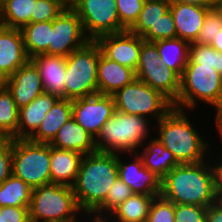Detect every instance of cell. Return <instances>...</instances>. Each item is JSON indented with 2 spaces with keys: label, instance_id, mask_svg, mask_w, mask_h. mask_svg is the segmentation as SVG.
I'll return each instance as SVG.
<instances>
[{
  "label": "cell",
  "instance_id": "obj_8",
  "mask_svg": "<svg viewBox=\"0 0 222 222\" xmlns=\"http://www.w3.org/2000/svg\"><path fill=\"white\" fill-rule=\"evenodd\" d=\"M50 144L12 139V174L33 189L51 184Z\"/></svg>",
  "mask_w": 222,
  "mask_h": 222
},
{
  "label": "cell",
  "instance_id": "obj_28",
  "mask_svg": "<svg viewBox=\"0 0 222 222\" xmlns=\"http://www.w3.org/2000/svg\"><path fill=\"white\" fill-rule=\"evenodd\" d=\"M163 65L174 70L180 77L189 62V43L178 37L153 42Z\"/></svg>",
  "mask_w": 222,
  "mask_h": 222
},
{
  "label": "cell",
  "instance_id": "obj_4",
  "mask_svg": "<svg viewBox=\"0 0 222 222\" xmlns=\"http://www.w3.org/2000/svg\"><path fill=\"white\" fill-rule=\"evenodd\" d=\"M151 119L115 110L95 138L97 152L133 154L151 137ZM150 130V131H149ZM147 138V140H146Z\"/></svg>",
  "mask_w": 222,
  "mask_h": 222
},
{
  "label": "cell",
  "instance_id": "obj_5",
  "mask_svg": "<svg viewBox=\"0 0 222 222\" xmlns=\"http://www.w3.org/2000/svg\"><path fill=\"white\" fill-rule=\"evenodd\" d=\"M80 212L72 186L51 183L32 191L30 222H78Z\"/></svg>",
  "mask_w": 222,
  "mask_h": 222
},
{
  "label": "cell",
  "instance_id": "obj_19",
  "mask_svg": "<svg viewBox=\"0 0 222 222\" xmlns=\"http://www.w3.org/2000/svg\"><path fill=\"white\" fill-rule=\"evenodd\" d=\"M136 78L135 71L105 57L99 56L97 83L98 94L113 95Z\"/></svg>",
  "mask_w": 222,
  "mask_h": 222
},
{
  "label": "cell",
  "instance_id": "obj_32",
  "mask_svg": "<svg viewBox=\"0 0 222 222\" xmlns=\"http://www.w3.org/2000/svg\"><path fill=\"white\" fill-rule=\"evenodd\" d=\"M19 108L16 106L11 92L0 85V137L17 139Z\"/></svg>",
  "mask_w": 222,
  "mask_h": 222
},
{
  "label": "cell",
  "instance_id": "obj_15",
  "mask_svg": "<svg viewBox=\"0 0 222 222\" xmlns=\"http://www.w3.org/2000/svg\"><path fill=\"white\" fill-rule=\"evenodd\" d=\"M118 154V177L130 187L133 193L144 195H160L161 180L144 167L138 153H133V161L124 163Z\"/></svg>",
  "mask_w": 222,
  "mask_h": 222
},
{
  "label": "cell",
  "instance_id": "obj_35",
  "mask_svg": "<svg viewBox=\"0 0 222 222\" xmlns=\"http://www.w3.org/2000/svg\"><path fill=\"white\" fill-rule=\"evenodd\" d=\"M220 31H222V5L218 4L207 11L195 44L211 45Z\"/></svg>",
  "mask_w": 222,
  "mask_h": 222
},
{
  "label": "cell",
  "instance_id": "obj_44",
  "mask_svg": "<svg viewBox=\"0 0 222 222\" xmlns=\"http://www.w3.org/2000/svg\"><path fill=\"white\" fill-rule=\"evenodd\" d=\"M206 222H222V199L207 207Z\"/></svg>",
  "mask_w": 222,
  "mask_h": 222
},
{
  "label": "cell",
  "instance_id": "obj_1",
  "mask_svg": "<svg viewBox=\"0 0 222 222\" xmlns=\"http://www.w3.org/2000/svg\"><path fill=\"white\" fill-rule=\"evenodd\" d=\"M209 157L196 164H179L162 180L160 195L174 204L208 207L219 198Z\"/></svg>",
  "mask_w": 222,
  "mask_h": 222
},
{
  "label": "cell",
  "instance_id": "obj_22",
  "mask_svg": "<svg viewBox=\"0 0 222 222\" xmlns=\"http://www.w3.org/2000/svg\"><path fill=\"white\" fill-rule=\"evenodd\" d=\"M83 154L50 145L51 183L72 186L76 180Z\"/></svg>",
  "mask_w": 222,
  "mask_h": 222
},
{
  "label": "cell",
  "instance_id": "obj_38",
  "mask_svg": "<svg viewBox=\"0 0 222 222\" xmlns=\"http://www.w3.org/2000/svg\"><path fill=\"white\" fill-rule=\"evenodd\" d=\"M65 8L54 0H36L31 23L53 21Z\"/></svg>",
  "mask_w": 222,
  "mask_h": 222
},
{
  "label": "cell",
  "instance_id": "obj_9",
  "mask_svg": "<svg viewBox=\"0 0 222 222\" xmlns=\"http://www.w3.org/2000/svg\"><path fill=\"white\" fill-rule=\"evenodd\" d=\"M112 96L117 111L147 118L152 116L156 123L173 108V103L160 91L137 78Z\"/></svg>",
  "mask_w": 222,
  "mask_h": 222
},
{
  "label": "cell",
  "instance_id": "obj_17",
  "mask_svg": "<svg viewBox=\"0 0 222 222\" xmlns=\"http://www.w3.org/2000/svg\"><path fill=\"white\" fill-rule=\"evenodd\" d=\"M30 60L39 71L44 92L64 98L66 57L40 54Z\"/></svg>",
  "mask_w": 222,
  "mask_h": 222
},
{
  "label": "cell",
  "instance_id": "obj_31",
  "mask_svg": "<svg viewBox=\"0 0 222 222\" xmlns=\"http://www.w3.org/2000/svg\"><path fill=\"white\" fill-rule=\"evenodd\" d=\"M33 188L13 174L0 184V208L28 206Z\"/></svg>",
  "mask_w": 222,
  "mask_h": 222
},
{
  "label": "cell",
  "instance_id": "obj_11",
  "mask_svg": "<svg viewBox=\"0 0 222 222\" xmlns=\"http://www.w3.org/2000/svg\"><path fill=\"white\" fill-rule=\"evenodd\" d=\"M52 27L48 55L67 57L90 41L85 35L81 19L73 9L63 10L52 21Z\"/></svg>",
  "mask_w": 222,
  "mask_h": 222
},
{
  "label": "cell",
  "instance_id": "obj_6",
  "mask_svg": "<svg viewBox=\"0 0 222 222\" xmlns=\"http://www.w3.org/2000/svg\"><path fill=\"white\" fill-rule=\"evenodd\" d=\"M100 46L90 40L66 57L64 99L75 100L98 94L97 71Z\"/></svg>",
  "mask_w": 222,
  "mask_h": 222
},
{
  "label": "cell",
  "instance_id": "obj_13",
  "mask_svg": "<svg viewBox=\"0 0 222 222\" xmlns=\"http://www.w3.org/2000/svg\"><path fill=\"white\" fill-rule=\"evenodd\" d=\"M95 41L105 57L134 71L136 70L141 45L144 42L142 37L125 30L120 33L102 35Z\"/></svg>",
  "mask_w": 222,
  "mask_h": 222
},
{
  "label": "cell",
  "instance_id": "obj_50",
  "mask_svg": "<svg viewBox=\"0 0 222 222\" xmlns=\"http://www.w3.org/2000/svg\"><path fill=\"white\" fill-rule=\"evenodd\" d=\"M0 222H4L3 221V207L0 208Z\"/></svg>",
  "mask_w": 222,
  "mask_h": 222
},
{
  "label": "cell",
  "instance_id": "obj_49",
  "mask_svg": "<svg viewBox=\"0 0 222 222\" xmlns=\"http://www.w3.org/2000/svg\"><path fill=\"white\" fill-rule=\"evenodd\" d=\"M58 2L65 9H72L76 3V0H54Z\"/></svg>",
  "mask_w": 222,
  "mask_h": 222
},
{
  "label": "cell",
  "instance_id": "obj_16",
  "mask_svg": "<svg viewBox=\"0 0 222 222\" xmlns=\"http://www.w3.org/2000/svg\"><path fill=\"white\" fill-rule=\"evenodd\" d=\"M28 60L20 29L0 25V75L11 76Z\"/></svg>",
  "mask_w": 222,
  "mask_h": 222
},
{
  "label": "cell",
  "instance_id": "obj_25",
  "mask_svg": "<svg viewBox=\"0 0 222 222\" xmlns=\"http://www.w3.org/2000/svg\"><path fill=\"white\" fill-rule=\"evenodd\" d=\"M141 147L142 152H137L141 157L144 167L149 169L156 177L162 180L179 163L172 152L155 136Z\"/></svg>",
  "mask_w": 222,
  "mask_h": 222
},
{
  "label": "cell",
  "instance_id": "obj_10",
  "mask_svg": "<svg viewBox=\"0 0 222 222\" xmlns=\"http://www.w3.org/2000/svg\"><path fill=\"white\" fill-rule=\"evenodd\" d=\"M72 9L81 19L85 35L92 41L102 35L125 31L120 26L116 0H76Z\"/></svg>",
  "mask_w": 222,
  "mask_h": 222
},
{
  "label": "cell",
  "instance_id": "obj_42",
  "mask_svg": "<svg viewBox=\"0 0 222 222\" xmlns=\"http://www.w3.org/2000/svg\"><path fill=\"white\" fill-rule=\"evenodd\" d=\"M176 38V26L169 10L156 23V41Z\"/></svg>",
  "mask_w": 222,
  "mask_h": 222
},
{
  "label": "cell",
  "instance_id": "obj_24",
  "mask_svg": "<svg viewBox=\"0 0 222 222\" xmlns=\"http://www.w3.org/2000/svg\"><path fill=\"white\" fill-rule=\"evenodd\" d=\"M72 117V100L59 98L40 123L38 129L28 138L38 143H50L61 126Z\"/></svg>",
  "mask_w": 222,
  "mask_h": 222
},
{
  "label": "cell",
  "instance_id": "obj_3",
  "mask_svg": "<svg viewBox=\"0 0 222 222\" xmlns=\"http://www.w3.org/2000/svg\"><path fill=\"white\" fill-rule=\"evenodd\" d=\"M188 117L185 110L173 107L156 124L158 140L172 152L179 164H196L209 157L210 143L203 140Z\"/></svg>",
  "mask_w": 222,
  "mask_h": 222
},
{
  "label": "cell",
  "instance_id": "obj_21",
  "mask_svg": "<svg viewBox=\"0 0 222 222\" xmlns=\"http://www.w3.org/2000/svg\"><path fill=\"white\" fill-rule=\"evenodd\" d=\"M58 99L57 95L43 92L31 103L21 107L19 109L17 139H28L38 129L46 113Z\"/></svg>",
  "mask_w": 222,
  "mask_h": 222
},
{
  "label": "cell",
  "instance_id": "obj_45",
  "mask_svg": "<svg viewBox=\"0 0 222 222\" xmlns=\"http://www.w3.org/2000/svg\"><path fill=\"white\" fill-rule=\"evenodd\" d=\"M221 161H211L214 171L215 190L219 199H222V159ZM216 163V164H215Z\"/></svg>",
  "mask_w": 222,
  "mask_h": 222
},
{
  "label": "cell",
  "instance_id": "obj_40",
  "mask_svg": "<svg viewBox=\"0 0 222 222\" xmlns=\"http://www.w3.org/2000/svg\"><path fill=\"white\" fill-rule=\"evenodd\" d=\"M162 64L156 45L144 41L141 45L139 61L136 69H153Z\"/></svg>",
  "mask_w": 222,
  "mask_h": 222
},
{
  "label": "cell",
  "instance_id": "obj_43",
  "mask_svg": "<svg viewBox=\"0 0 222 222\" xmlns=\"http://www.w3.org/2000/svg\"><path fill=\"white\" fill-rule=\"evenodd\" d=\"M3 221L4 222H30L29 207L28 206L3 207Z\"/></svg>",
  "mask_w": 222,
  "mask_h": 222
},
{
  "label": "cell",
  "instance_id": "obj_34",
  "mask_svg": "<svg viewBox=\"0 0 222 222\" xmlns=\"http://www.w3.org/2000/svg\"><path fill=\"white\" fill-rule=\"evenodd\" d=\"M187 64L212 66V68L222 75V53L210 45L191 43L189 45V62Z\"/></svg>",
  "mask_w": 222,
  "mask_h": 222
},
{
  "label": "cell",
  "instance_id": "obj_7",
  "mask_svg": "<svg viewBox=\"0 0 222 222\" xmlns=\"http://www.w3.org/2000/svg\"><path fill=\"white\" fill-rule=\"evenodd\" d=\"M222 75L212 66L187 64L180 77V92L173 107L191 110L198 101L216 106L221 94Z\"/></svg>",
  "mask_w": 222,
  "mask_h": 222
},
{
  "label": "cell",
  "instance_id": "obj_48",
  "mask_svg": "<svg viewBox=\"0 0 222 222\" xmlns=\"http://www.w3.org/2000/svg\"><path fill=\"white\" fill-rule=\"evenodd\" d=\"M210 46L222 53V31H220L216 38H214Z\"/></svg>",
  "mask_w": 222,
  "mask_h": 222
},
{
  "label": "cell",
  "instance_id": "obj_36",
  "mask_svg": "<svg viewBox=\"0 0 222 222\" xmlns=\"http://www.w3.org/2000/svg\"><path fill=\"white\" fill-rule=\"evenodd\" d=\"M146 222H175V204L161 195L154 197Z\"/></svg>",
  "mask_w": 222,
  "mask_h": 222
},
{
  "label": "cell",
  "instance_id": "obj_23",
  "mask_svg": "<svg viewBox=\"0 0 222 222\" xmlns=\"http://www.w3.org/2000/svg\"><path fill=\"white\" fill-rule=\"evenodd\" d=\"M135 75L152 89L160 91L172 103L178 99L180 76L168 66L161 64L153 69H136Z\"/></svg>",
  "mask_w": 222,
  "mask_h": 222
},
{
  "label": "cell",
  "instance_id": "obj_51",
  "mask_svg": "<svg viewBox=\"0 0 222 222\" xmlns=\"http://www.w3.org/2000/svg\"><path fill=\"white\" fill-rule=\"evenodd\" d=\"M4 83V78L0 75V85Z\"/></svg>",
  "mask_w": 222,
  "mask_h": 222
},
{
  "label": "cell",
  "instance_id": "obj_20",
  "mask_svg": "<svg viewBox=\"0 0 222 222\" xmlns=\"http://www.w3.org/2000/svg\"><path fill=\"white\" fill-rule=\"evenodd\" d=\"M49 144L58 149L76 151L83 155L97 151L95 138L72 117L60 127Z\"/></svg>",
  "mask_w": 222,
  "mask_h": 222
},
{
  "label": "cell",
  "instance_id": "obj_41",
  "mask_svg": "<svg viewBox=\"0 0 222 222\" xmlns=\"http://www.w3.org/2000/svg\"><path fill=\"white\" fill-rule=\"evenodd\" d=\"M12 175V138L0 139V184Z\"/></svg>",
  "mask_w": 222,
  "mask_h": 222
},
{
  "label": "cell",
  "instance_id": "obj_37",
  "mask_svg": "<svg viewBox=\"0 0 222 222\" xmlns=\"http://www.w3.org/2000/svg\"><path fill=\"white\" fill-rule=\"evenodd\" d=\"M144 2V0H116L120 26L124 30H129L138 20Z\"/></svg>",
  "mask_w": 222,
  "mask_h": 222
},
{
  "label": "cell",
  "instance_id": "obj_27",
  "mask_svg": "<svg viewBox=\"0 0 222 222\" xmlns=\"http://www.w3.org/2000/svg\"><path fill=\"white\" fill-rule=\"evenodd\" d=\"M156 196L133 193L102 222H146L151 202Z\"/></svg>",
  "mask_w": 222,
  "mask_h": 222
},
{
  "label": "cell",
  "instance_id": "obj_46",
  "mask_svg": "<svg viewBox=\"0 0 222 222\" xmlns=\"http://www.w3.org/2000/svg\"><path fill=\"white\" fill-rule=\"evenodd\" d=\"M170 4H188L200 7L213 8L219 4L218 0H168Z\"/></svg>",
  "mask_w": 222,
  "mask_h": 222
},
{
  "label": "cell",
  "instance_id": "obj_29",
  "mask_svg": "<svg viewBox=\"0 0 222 222\" xmlns=\"http://www.w3.org/2000/svg\"><path fill=\"white\" fill-rule=\"evenodd\" d=\"M36 0H0V25L21 29L31 23Z\"/></svg>",
  "mask_w": 222,
  "mask_h": 222
},
{
  "label": "cell",
  "instance_id": "obj_14",
  "mask_svg": "<svg viewBox=\"0 0 222 222\" xmlns=\"http://www.w3.org/2000/svg\"><path fill=\"white\" fill-rule=\"evenodd\" d=\"M3 84L11 92L19 109L44 92L39 71L30 59L11 76L5 78Z\"/></svg>",
  "mask_w": 222,
  "mask_h": 222
},
{
  "label": "cell",
  "instance_id": "obj_47",
  "mask_svg": "<svg viewBox=\"0 0 222 222\" xmlns=\"http://www.w3.org/2000/svg\"><path fill=\"white\" fill-rule=\"evenodd\" d=\"M215 125L217 128V132L219 133L220 138L222 137V88H221V94L218 100L217 105L215 106Z\"/></svg>",
  "mask_w": 222,
  "mask_h": 222
},
{
  "label": "cell",
  "instance_id": "obj_2",
  "mask_svg": "<svg viewBox=\"0 0 222 222\" xmlns=\"http://www.w3.org/2000/svg\"><path fill=\"white\" fill-rule=\"evenodd\" d=\"M118 178V154L94 152L83 156L72 189L83 216L103 203L109 188Z\"/></svg>",
  "mask_w": 222,
  "mask_h": 222
},
{
  "label": "cell",
  "instance_id": "obj_30",
  "mask_svg": "<svg viewBox=\"0 0 222 222\" xmlns=\"http://www.w3.org/2000/svg\"><path fill=\"white\" fill-rule=\"evenodd\" d=\"M52 29V21L30 23L20 29L29 59L36 55L47 54Z\"/></svg>",
  "mask_w": 222,
  "mask_h": 222
},
{
  "label": "cell",
  "instance_id": "obj_18",
  "mask_svg": "<svg viewBox=\"0 0 222 222\" xmlns=\"http://www.w3.org/2000/svg\"><path fill=\"white\" fill-rule=\"evenodd\" d=\"M209 9L196 5L170 4V11L176 26V37L189 44L195 43Z\"/></svg>",
  "mask_w": 222,
  "mask_h": 222
},
{
  "label": "cell",
  "instance_id": "obj_12",
  "mask_svg": "<svg viewBox=\"0 0 222 222\" xmlns=\"http://www.w3.org/2000/svg\"><path fill=\"white\" fill-rule=\"evenodd\" d=\"M115 110L112 95L95 94L72 100V118L94 138Z\"/></svg>",
  "mask_w": 222,
  "mask_h": 222
},
{
  "label": "cell",
  "instance_id": "obj_39",
  "mask_svg": "<svg viewBox=\"0 0 222 222\" xmlns=\"http://www.w3.org/2000/svg\"><path fill=\"white\" fill-rule=\"evenodd\" d=\"M207 207L175 204V222H206Z\"/></svg>",
  "mask_w": 222,
  "mask_h": 222
},
{
  "label": "cell",
  "instance_id": "obj_33",
  "mask_svg": "<svg viewBox=\"0 0 222 222\" xmlns=\"http://www.w3.org/2000/svg\"><path fill=\"white\" fill-rule=\"evenodd\" d=\"M133 194L129 186H127L119 177L109 188L107 196L103 203L90 215L93 217L89 220L92 222H102L105 218L121 203Z\"/></svg>",
  "mask_w": 222,
  "mask_h": 222
},
{
  "label": "cell",
  "instance_id": "obj_26",
  "mask_svg": "<svg viewBox=\"0 0 222 222\" xmlns=\"http://www.w3.org/2000/svg\"><path fill=\"white\" fill-rule=\"evenodd\" d=\"M169 10L170 3L168 0L145 1L138 20L129 31L139 35L144 41H156V23Z\"/></svg>",
  "mask_w": 222,
  "mask_h": 222
}]
</instances>
